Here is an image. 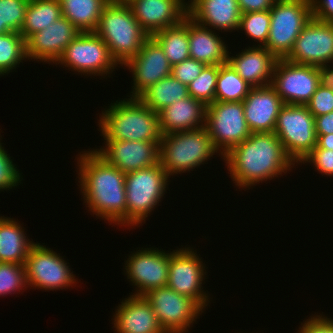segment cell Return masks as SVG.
I'll use <instances>...</instances> for the list:
<instances>
[{"label": "cell", "mask_w": 333, "mask_h": 333, "mask_svg": "<svg viewBox=\"0 0 333 333\" xmlns=\"http://www.w3.org/2000/svg\"><path fill=\"white\" fill-rule=\"evenodd\" d=\"M269 36L264 47L278 59L286 58L312 18L310 0H282L270 8Z\"/></svg>", "instance_id": "7"}, {"label": "cell", "mask_w": 333, "mask_h": 333, "mask_svg": "<svg viewBox=\"0 0 333 333\" xmlns=\"http://www.w3.org/2000/svg\"><path fill=\"white\" fill-rule=\"evenodd\" d=\"M241 51L234 56L230 55L231 52L228 53L227 62L238 75L252 87L271 85L278 58L264 46L256 44Z\"/></svg>", "instance_id": "23"}, {"label": "cell", "mask_w": 333, "mask_h": 333, "mask_svg": "<svg viewBox=\"0 0 333 333\" xmlns=\"http://www.w3.org/2000/svg\"><path fill=\"white\" fill-rule=\"evenodd\" d=\"M26 40L19 32L0 35V76L8 75L26 60ZM21 62V63H20Z\"/></svg>", "instance_id": "33"}, {"label": "cell", "mask_w": 333, "mask_h": 333, "mask_svg": "<svg viewBox=\"0 0 333 333\" xmlns=\"http://www.w3.org/2000/svg\"><path fill=\"white\" fill-rule=\"evenodd\" d=\"M238 189L244 190L283 176L296 165L274 132L251 133L221 160Z\"/></svg>", "instance_id": "2"}, {"label": "cell", "mask_w": 333, "mask_h": 333, "mask_svg": "<svg viewBox=\"0 0 333 333\" xmlns=\"http://www.w3.org/2000/svg\"><path fill=\"white\" fill-rule=\"evenodd\" d=\"M270 23V10L242 13L238 30H244L246 37L256 41L257 46H264L269 36Z\"/></svg>", "instance_id": "34"}, {"label": "cell", "mask_w": 333, "mask_h": 333, "mask_svg": "<svg viewBox=\"0 0 333 333\" xmlns=\"http://www.w3.org/2000/svg\"><path fill=\"white\" fill-rule=\"evenodd\" d=\"M62 17L60 0H29L20 34L27 40Z\"/></svg>", "instance_id": "30"}, {"label": "cell", "mask_w": 333, "mask_h": 333, "mask_svg": "<svg viewBox=\"0 0 333 333\" xmlns=\"http://www.w3.org/2000/svg\"><path fill=\"white\" fill-rule=\"evenodd\" d=\"M54 64L81 74V77L101 76V79L110 77L117 67L120 68L107 44L94 32H79Z\"/></svg>", "instance_id": "8"}, {"label": "cell", "mask_w": 333, "mask_h": 333, "mask_svg": "<svg viewBox=\"0 0 333 333\" xmlns=\"http://www.w3.org/2000/svg\"><path fill=\"white\" fill-rule=\"evenodd\" d=\"M109 0H60L62 16L79 32H94Z\"/></svg>", "instance_id": "28"}, {"label": "cell", "mask_w": 333, "mask_h": 333, "mask_svg": "<svg viewBox=\"0 0 333 333\" xmlns=\"http://www.w3.org/2000/svg\"><path fill=\"white\" fill-rule=\"evenodd\" d=\"M251 88L228 62L219 65L215 102H242Z\"/></svg>", "instance_id": "32"}, {"label": "cell", "mask_w": 333, "mask_h": 333, "mask_svg": "<svg viewBox=\"0 0 333 333\" xmlns=\"http://www.w3.org/2000/svg\"><path fill=\"white\" fill-rule=\"evenodd\" d=\"M165 333H187L204 310L192 298L165 286L144 295Z\"/></svg>", "instance_id": "13"}, {"label": "cell", "mask_w": 333, "mask_h": 333, "mask_svg": "<svg viewBox=\"0 0 333 333\" xmlns=\"http://www.w3.org/2000/svg\"><path fill=\"white\" fill-rule=\"evenodd\" d=\"M105 146L93 149L107 163L123 173L159 163L160 142L103 140Z\"/></svg>", "instance_id": "18"}, {"label": "cell", "mask_w": 333, "mask_h": 333, "mask_svg": "<svg viewBox=\"0 0 333 333\" xmlns=\"http://www.w3.org/2000/svg\"><path fill=\"white\" fill-rule=\"evenodd\" d=\"M159 151V162L170 178L198 169L219 153L205 127L163 135Z\"/></svg>", "instance_id": "5"}, {"label": "cell", "mask_w": 333, "mask_h": 333, "mask_svg": "<svg viewBox=\"0 0 333 333\" xmlns=\"http://www.w3.org/2000/svg\"><path fill=\"white\" fill-rule=\"evenodd\" d=\"M94 33L107 44L112 58L121 67L140 51L149 37L126 2L109 1Z\"/></svg>", "instance_id": "4"}, {"label": "cell", "mask_w": 333, "mask_h": 333, "mask_svg": "<svg viewBox=\"0 0 333 333\" xmlns=\"http://www.w3.org/2000/svg\"><path fill=\"white\" fill-rule=\"evenodd\" d=\"M1 138L2 135L0 136V191L4 192V190L10 191L18 187L24 179L22 178V172L17 168L18 165L13 162L14 160L11 159L12 157L4 148Z\"/></svg>", "instance_id": "38"}, {"label": "cell", "mask_w": 333, "mask_h": 333, "mask_svg": "<svg viewBox=\"0 0 333 333\" xmlns=\"http://www.w3.org/2000/svg\"><path fill=\"white\" fill-rule=\"evenodd\" d=\"M29 0H0V35L21 31Z\"/></svg>", "instance_id": "36"}, {"label": "cell", "mask_w": 333, "mask_h": 333, "mask_svg": "<svg viewBox=\"0 0 333 333\" xmlns=\"http://www.w3.org/2000/svg\"><path fill=\"white\" fill-rule=\"evenodd\" d=\"M312 18L333 23V0H310Z\"/></svg>", "instance_id": "43"}, {"label": "cell", "mask_w": 333, "mask_h": 333, "mask_svg": "<svg viewBox=\"0 0 333 333\" xmlns=\"http://www.w3.org/2000/svg\"><path fill=\"white\" fill-rule=\"evenodd\" d=\"M126 3L149 36L178 25L188 15L187 0H128Z\"/></svg>", "instance_id": "20"}, {"label": "cell", "mask_w": 333, "mask_h": 333, "mask_svg": "<svg viewBox=\"0 0 333 333\" xmlns=\"http://www.w3.org/2000/svg\"><path fill=\"white\" fill-rule=\"evenodd\" d=\"M312 164L314 169L321 173L333 177V151L328 149H313L301 162Z\"/></svg>", "instance_id": "40"}, {"label": "cell", "mask_w": 333, "mask_h": 333, "mask_svg": "<svg viewBox=\"0 0 333 333\" xmlns=\"http://www.w3.org/2000/svg\"><path fill=\"white\" fill-rule=\"evenodd\" d=\"M206 65L195 59L189 58L172 66L171 75L182 84L188 86L198 77Z\"/></svg>", "instance_id": "41"}, {"label": "cell", "mask_w": 333, "mask_h": 333, "mask_svg": "<svg viewBox=\"0 0 333 333\" xmlns=\"http://www.w3.org/2000/svg\"><path fill=\"white\" fill-rule=\"evenodd\" d=\"M320 85L333 91V66L331 63L318 67Z\"/></svg>", "instance_id": "46"}, {"label": "cell", "mask_w": 333, "mask_h": 333, "mask_svg": "<svg viewBox=\"0 0 333 333\" xmlns=\"http://www.w3.org/2000/svg\"><path fill=\"white\" fill-rule=\"evenodd\" d=\"M97 123L104 140L160 142L163 136L159 113L139 98L116 100L105 107Z\"/></svg>", "instance_id": "3"}, {"label": "cell", "mask_w": 333, "mask_h": 333, "mask_svg": "<svg viewBox=\"0 0 333 333\" xmlns=\"http://www.w3.org/2000/svg\"><path fill=\"white\" fill-rule=\"evenodd\" d=\"M167 172L160 162L144 169L126 173V227H140L163 201L169 188ZM141 224V225H140Z\"/></svg>", "instance_id": "6"}, {"label": "cell", "mask_w": 333, "mask_h": 333, "mask_svg": "<svg viewBox=\"0 0 333 333\" xmlns=\"http://www.w3.org/2000/svg\"><path fill=\"white\" fill-rule=\"evenodd\" d=\"M124 66L132 73V91L130 98H138L150 86L162 78L171 75L172 66L169 64L160 45L149 36L140 51Z\"/></svg>", "instance_id": "17"}, {"label": "cell", "mask_w": 333, "mask_h": 333, "mask_svg": "<svg viewBox=\"0 0 333 333\" xmlns=\"http://www.w3.org/2000/svg\"><path fill=\"white\" fill-rule=\"evenodd\" d=\"M319 85L318 67L278 59L271 86L284 104L306 105Z\"/></svg>", "instance_id": "15"}, {"label": "cell", "mask_w": 333, "mask_h": 333, "mask_svg": "<svg viewBox=\"0 0 333 333\" xmlns=\"http://www.w3.org/2000/svg\"><path fill=\"white\" fill-rule=\"evenodd\" d=\"M314 149H328L333 151V134L320 135Z\"/></svg>", "instance_id": "47"}, {"label": "cell", "mask_w": 333, "mask_h": 333, "mask_svg": "<svg viewBox=\"0 0 333 333\" xmlns=\"http://www.w3.org/2000/svg\"><path fill=\"white\" fill-rule=\"evenodd\" d=\"M28 288L24 264L0 262V297Z\"/></svg>", "instance_id": "37"}, {"label": "cell", "mask_w": 333, "mask_h": 333, "mask_svg": "<svg viewBox=\"0 0 333 333\" xmlns=\"http://www.w3.org/2000/svg\"><path fill=\"white\" fill-rule=\"evenodd\" d=\"M317 138L320 135L333 134V112L315 117Z\"/></svg>", "instance_id": "45"}, {"label": "cell", "mask_w": 333, "mask_h": 333, "mask_svg": "<svg viewBox=\"0 0 333 333\" xmlns=\"http://www.w3.org/2000/svg\"><path fill=\"white\" fill-rule=\"evenodd\" d=\"M219 65H206L200 75L188 85L189 96L203 102L206 106L215 102V89Z\"/></svg>", "instance_id": "35"}, {"label": "cell", "mask_w": 333, "mask_h": 333, "mask_svg": "<svg viewBox=\"0 0 333 333\" xmlns=\"http://www.w3.org/2000/svg\"><path fill=\"white\" fill-rule=\"evenodd\" d=\"M109 1H112V2H127L128 0H109Z\"/></svg>", "instance_id": "48"}, {"label": "cell", "mask_w": 333, "mask_h": 333, "mask_svg": "<svg viewBox=\"0 0 333 333\" xmlns=\"http://www.w3.org/2000/svg\"><path fill=\"white\" fill-rule=\"evenodd\" d=\"M63 258L64 256L57 254L50 247L36 241L31 246L25 262L28 288H40L49 292L76 286L78 279L75 278L74 271L71 272L69 262Z\"/></svg>", "instance_id": "10"}, {"label": "cell", "mask_w": 333, "mask_h": 333, "mask_svg": "<svg viewBox=\"0 0 333 333\" xmlns=\"http://www.w3.org/2000/svg\"><path fill=\"white\" fill-rule=\"evenodd\" d=\"M297 165L316 147L315 117L306 105L284 104L273 131Z\"/></svg>", "instance_id": "9"}, {"label": "cell", "mask_w": 333, "mask_h": 333, "mask_svg": "<svg viewBox=\"0 0 333 333\" xmlns=\"http://www.w3.org/2000/svg\"><path fill=\"white\" fill-rule=\"evenodd\" d=\"M11 217L0 215V262L24 264L31 246L25 228Z\"/></svg>", "instance_id": "27"}, {"label": "cell", "mask_w": 333, "mask_h": 333, "mask_svg": "<svg viewBox=\"0 0 333 333\" xmlns=\"http://www.w3.org/2000/svg\"><path fill=\"white\" fill-rule=\"evenodd\" d=\"M300 325L296 333H333V319L323 315V312L310 315Z\"/></svg>", "instance_id": "42"}, {"label": "cell", "mask_w": 333, "mask_h": 333, "mask_svg": "<svg viewBox=\"0 0 333 333\" xmlns=\"http://www.w3.org/2000/svg\"><path fill=\"white\" fill-rule=\"evenodd\" d=\"M188 96V86L170 75L150 86L138 98L151 110L159 113L167 106Z\"/></svg>", "instance_id": "31"}, {"label": "cell", "mask_w": 333, "mask_h": 333, "mask_svg": "<svg viewBox=\"0 0 333 333\" xmlns=\"http://www.w3.org/2000/svg\"><path fill=\"white\" fill-rule=\"evenodd\" d=\"M207 106L188 96L159 112L162 135L204 128Z\"/></svg>", "instance_id": "25"}, {"label": "cell", "mask_w": 333, "mask_h": 333, "mask_svg": "<svg viewBox=\"0 0 333 333\" xmlns=\"http://www.w3.org/2000/svg\"><path fill=\"white\" fill-rule=\"evenodd\" d=\"M88 150L78 153L75 159L81 199L93 216L108 221L109 225L126 227V174L94 150Z\"/></svg>", "instance_id": "1"}, {"label": "cell", "mask_w": 333, "mask_h": 333, "mask_svg": "<svg viewBox=\"0 0 333 333\" xmlns=\"http://www.w3.org/2000/svg\"><path fill=\"white\" fill-rule=\"evenodd\" d=\"M273 4L275 3V2H279V1H282V0H270Z\"/></svg>", "instance_id": "49"}, {"label": "cell", "mask_w": 333, "mask_h": 333, "mask_svg": "<svg viewBox=\"0 0 333 333\" xmlns=\"http://www.w3.org/2000/svg\"><path fill=\"white\" fill-rule=\"evenodd\" d=\"M285 59L316 67L333 64V23L311 18Z\"/></svg>", "instance_id": "16"}, {"label": "cell", "mask_w": 333, "mask_h": 333, "mask_svg": "<svg viewBox=\"0 0 333 333\" xmlns=\"http://www.w3.org/2000/svg\"><path fill=\"white\" fill-rule=\"evenodd\" d=\"M223 37L208 27L197 23L188 15L190 58L205 65H221L228 61V44Z\"/></svg>", "instance_id": "26"}, {"label": "cell", "mask_w": 333, "mask_h": 333, "mask_svg": "<svg viewBox=\"0 0 333 333\" xmlns=\"http://www.w3.org/2000/svg\"><path fill=\"white\" fill-rule=\"evenodd\" d=\"M139 248L124 261V275L135 287L131 295L144 296L153 289L165 287L168 282L169 250Z\"/></svg>", "instance_id": "14"}, {"label": "cell", "mask_w": 333, "mask_h": 333, "mask_svg": "<svg viewBox=\"0 0 333 333\" xmlns=\"http://www.w3.org/2000/svg\"><path fill=\"white\" fill-rule=\"evenodd\" d=\"M188 15L205 27L227 33L238 31L241 12L237 0H188Z\"/></svg>", "instance_id": "24"}, {"label": "cell", "mask_w": 333, "mask_h": 333, "mask_svg": "<svg viewBox=\"0 0 333 333\" xmlns=\"http://www.w3.org/2000/svg\"><path fill=\"white\" fill-rule=\"evenodd\" d=\"M111 320L115 333H165L144 296L129 293L115 308Z\"/></svg>", "instance_id": "22"}, {"label": "cell", "mask_w": 333, "mask_h": 333, "mask_svg": "<svg viewBox=\"0 0 333 333\" xmlns=\"http://www.w3.org/2000/svg\"><path fill=\"white\" fill-rule=\"evenodd\" d=\"M186 246L169 251V275L166 286L192 298L205 310L211 299L209 292L203 290L202 286L208 276L207 266L193 247Z\"/></svg>", "instance_id": "11"}, {"label": "cell", "mask_w": 333, "mask_h": 333, "mask_svg": "<svg viewBox=\"0 0 333 333\" xmlns=\"http://www.w3.org/2000/svg\"><path fill=\"white\" fill-rule=\"evenodd\" d=\"M242 102L245 120L252 133L274 131L284 103L271 85L252 87Z\"/></svg>", "instance_id": "21"}, {"label": "cell", "mask_w": 333, "mask_h": 333, "mask_svg": "<svg viewBox=\"0 0 333 333\" xmlns=\"http://www.w3.org/2000/svg\"><path fill=\"white\" fill-rule=\"evenodd\" d=\"M151 37L160 45L171 66L190 58L188 15L178 25L157 31Z\"/></svg>", "instance_id": "29"}, {"label": "cell", "mask_w": 333, "mask_h": 333, "mask_svg": "<svg viewBox=\"0 0 333 333\" xmlns=\"http://www.w3.org/2000/svg\"><path fill=\"white\" fill-rule=\"evenodd\" d=\"M79 31L64 16L26 40L27 60L54 64Z\"/></svg>", "instance_id": "19"}, {"label": "cell", "mask_w": 333, "mask_h": 333, "mask_svg": "<svg viewBox=\"0 0 333 333\" xmlns=\"http://www.w3.org/2000/svg\"><path fill=\"white\" fill-rule=\"evenodd\" d=\"M306 106L314 117L333 112V91L319 85Z\"/></svg>", "instance_id": "39"}, {"label": "cell", "mask_w": 333, "mask_h": 333, "mask_svg": "<svg viewBox=\"0 0 333 333\" xmlns=\"http://www.w3.org/2000/svg\"><path fill=\"white\" fill-rule=\"evenodd\" d=\"M242 13L270 10L273 3L270 0H237Z\"/></svg>", "instance_id": "44"}, {"label": "cell", "mask_w": 333, "mask_h": 333, "mask_svg": "<svg viewBox=\"0 0 333 333\" xmlns=\"http://www.w3.org/2000/svg\"><path fill=\"white\" fill-rule=\"evenodd\" d=\"M205 128L221 158L252 133L245 120L243 102L208 105Z\"/></svg>", "instance_id": "12"}]
</instances>
